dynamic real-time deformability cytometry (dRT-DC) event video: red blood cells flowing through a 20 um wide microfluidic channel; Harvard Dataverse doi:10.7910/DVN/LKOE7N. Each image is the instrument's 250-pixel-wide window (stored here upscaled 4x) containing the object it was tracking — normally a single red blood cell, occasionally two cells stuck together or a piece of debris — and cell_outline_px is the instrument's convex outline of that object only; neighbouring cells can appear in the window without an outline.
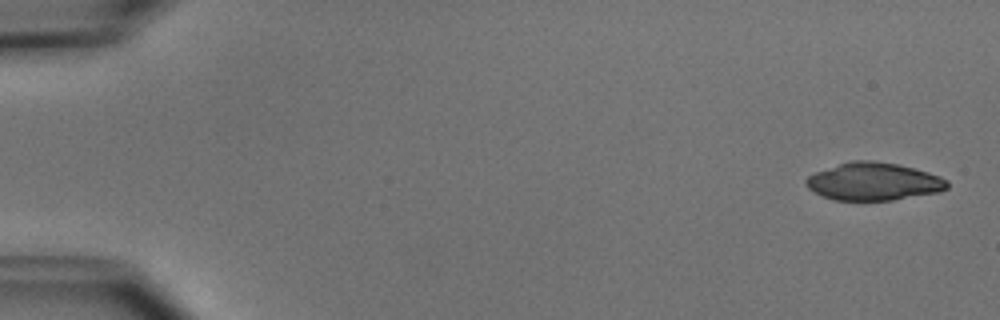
{"species": "common noctule bat (a hibernating species)", "species_latin": "Nyctalus noctula", "temperature_condition": "cold", "stored_images_in_passage": 3, "camera_frame_rate_fps": 3000, "um_per_image_px": 0.085, "animal": {"sex": "male", "body_mass_g": 15.6}, "frame": {"image": 1, "passage_image": 1, "time_ms": 0.0, "image_size_px": [1000, 320], "cell_outline_px": [[948, 188], [940, 192], [892, 200], [836, 200], [824, 196], [808, 188], [804, 184], [804, 180], [808, 176], [816, 172], [852, 160], [872, 160], [896, 164], [928, 172], [940, 176], [948, 180]], "centroid_in_image_um": [74.28, 15.43], "position_along_channel_um": 10.7, "area_um2": 30.81}}